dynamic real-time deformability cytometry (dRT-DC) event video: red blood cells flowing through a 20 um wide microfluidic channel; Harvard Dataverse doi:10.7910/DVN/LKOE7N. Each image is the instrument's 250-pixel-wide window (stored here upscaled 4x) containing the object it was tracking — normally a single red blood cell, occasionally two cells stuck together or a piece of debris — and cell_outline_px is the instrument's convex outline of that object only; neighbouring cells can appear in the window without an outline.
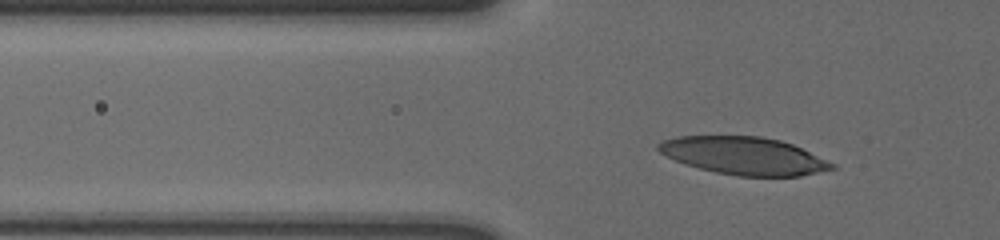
{"species": "human", "species_latin": "Homo sapiens", "temperature_condition": "cold", "stored_images_in_passage": 43, "camera_frame_rate_fps": 3000, "um_per_image_px": 0.085, "donor": {"sex": "male"}, "frame": {"image": 1, "passage_image": 5, "time_ms": 1.333, "image_size_px": [1000, 240], "cell_outline_px": [[836, 168], [800, 176], [736, 176], [716, 172], [684, 164], [660, 152], [656, 148], [656, 144], [664, 140], [676, 136], [760, 136], [780, 140], [792, 144], [836, 164]], "centroid_in_image_um": [63.23, 13.24], "position_along_channel_um": 62.6, "area_um2": 37.92}}
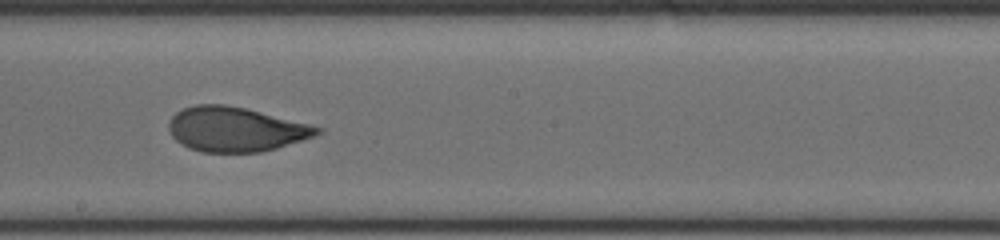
{"frame": {"image": 2, "passage_image": 20, "time_ms": 6.333, "image_size_px": [1000, 240], "cell_outline_px": [[324, 128], [320, 132], [312, 136], [276, 148], [260, 152], [200, 152], [188, 148], [180, 144], [172, 136], [168, 128], [168, 120], [176, 112], [184, 108], [196, 104], [224, 104], [244, 108]], "centroid_in_image_um": [19.94, 10.99], "position_along_channel_um": 228.3, "area_um2": 38.21}}
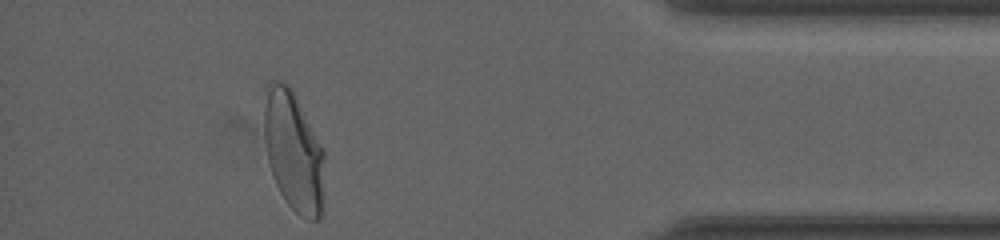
{"frame": {"image": 3, "passage_image": 38, "time_ms": 12.333, "image_size_px": [1000, 240], "cell_outline_px": [[324, 208], [320, 216], [316, 220], [308, 220], [300, 216], [284, 200], [276, 184], [268, 160], [264, 136], [264, 108], [268, 80], [284, 84], [292, 88], [324, 148]], "centroid_in_image_um": [24.98, 12.9], "position_along_channel_um": 410.2, "area_um2": 42.66}, "authors_computed_cell_mechanics": {"area_um2": 39.1306, "velocity_mm_per_s": 3.5898, "shape_relaxation_time_tau1_ms": 4.646, "shape_relaxation_time_tau2_ms": 1.0461, "deformation_change_tau1": 0.1688, "deformation_change_tau2": 0.0651}}